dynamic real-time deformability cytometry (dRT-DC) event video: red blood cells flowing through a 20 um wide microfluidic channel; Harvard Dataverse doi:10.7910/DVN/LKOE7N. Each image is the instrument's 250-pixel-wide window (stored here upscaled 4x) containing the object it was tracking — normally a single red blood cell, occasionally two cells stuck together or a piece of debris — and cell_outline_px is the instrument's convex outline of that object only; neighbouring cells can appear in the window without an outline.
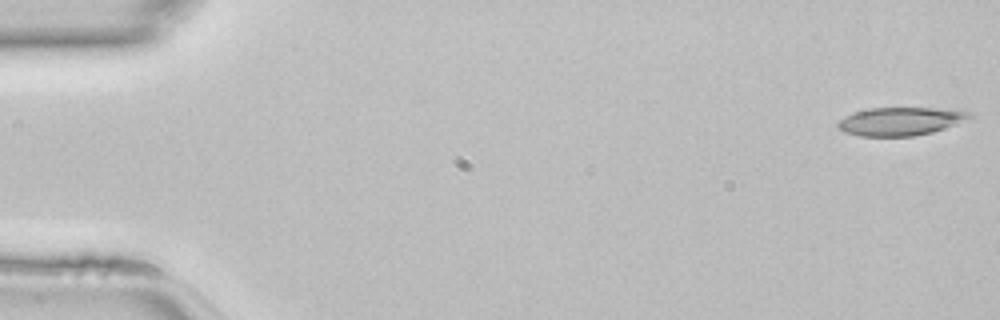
{"species": "common noctule bat (a hibernating species)", "species_latin": "Nyctalus noctula", "temperature_condition": "room temperature", "stored_images_in_passage": 46, "camera_frame_rate_fps": 3000, "um_per_image_px": 0.085, "animal": {"sex": "female", "body_mass_g": 22.7, "forearm_length_mm": 54.2}, "frame": {"image": 1, "passage_image": 1, "time_ms": 0.0, "image_size_px": [1000, 320], "cell_outline_px": [[972, 116], [956, 124], [932, 132], [912, 136], [860, 136], [844, 132], [836, 124], [840, 120], [856, 112], [868, 108], [940, 108], [972, 112]], "centroid_in_image_um": [76.55, 10.31], "position_along_channel_um": 8.5, "area_um2": 21.33}}
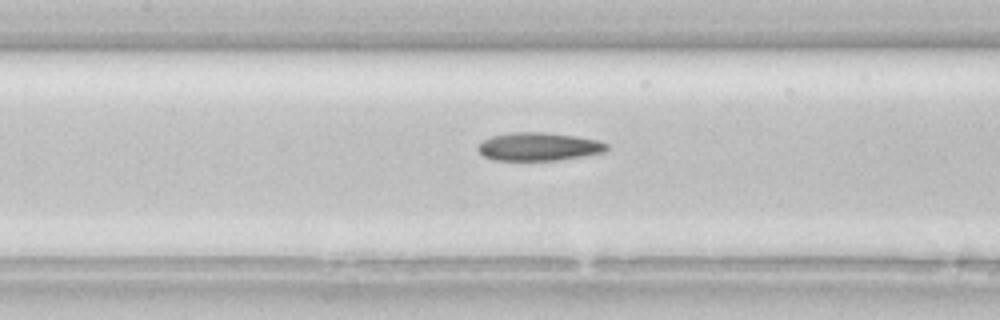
{"frame": {"image": 2, "passage_image": 21, "time_ms": 6.667, "image_size_px": [1000, 320], "cell_outline_px": [[608, 148], [604, 152], [556, 160], [492, 160], [484, 156], [476, 148], [484, 140], [492, 136], [512, 132], [544, 132], [576, 136], [596, 140], [608, 144]], "centroid_in_image_um": [45.77, 12.46], "position_along_channel_um": 161.6, "area_um2": 20.92}}
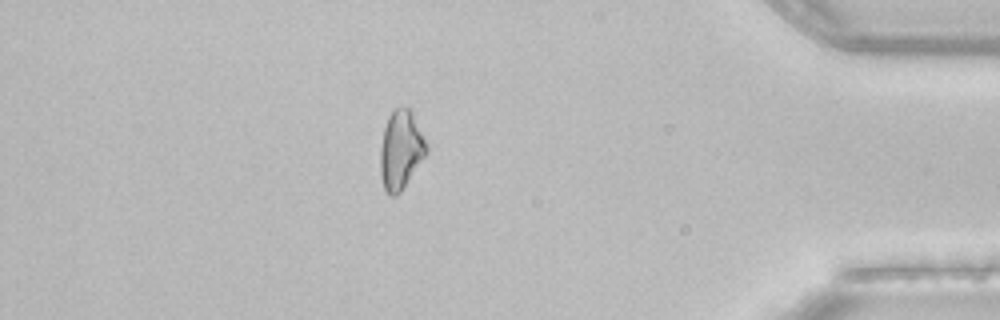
{"frame": {"image": 3, "passage_image": 40, "time_ms": 13.0, "image_size_px": [1000, 320], "cell_outline_px": [[428, 152], [400, 192], [396, 196], [392, 196], [384, 188], [380, 172], [380, 148], [384, 128], [388, 116], [392, 108], [412, 108], [428, 144]], "centroid_in_image_um": [34.09, 12.68], "position_along_channel_um": 401.1, "area_um2": 21.44}}